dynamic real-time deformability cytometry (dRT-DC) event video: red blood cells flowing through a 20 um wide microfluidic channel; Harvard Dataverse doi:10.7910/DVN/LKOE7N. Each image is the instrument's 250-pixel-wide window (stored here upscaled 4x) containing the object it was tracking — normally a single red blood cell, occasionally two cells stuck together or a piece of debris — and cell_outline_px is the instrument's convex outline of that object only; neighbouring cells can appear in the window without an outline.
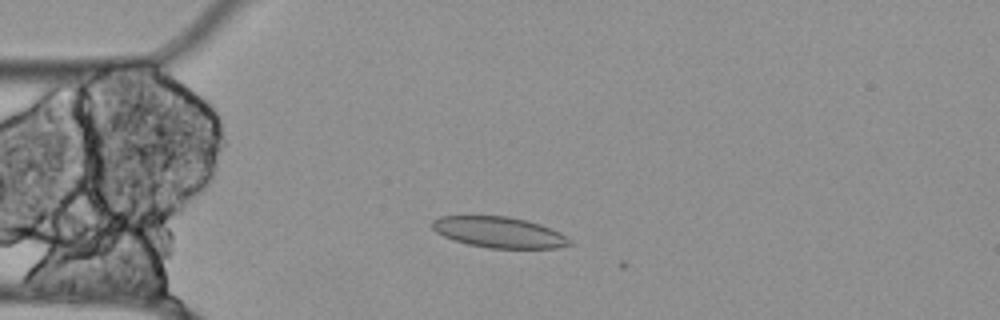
{"species": "Egyptian fruit bat (a non-hibernating species)", "species_latin": "Rousettus aegyptiacus", "temperature_condition": "cold", "stored_images_in_passage": 16, "camera_frame_rate_fps": 3000, "um_per_image_px": 0.085, "animal": {"sex": "female"}, "frame": {"image": 1, "passage_image": 13, "time_ms": 4.0, "image_size_px": [1000, 320], "cell_outline_px": [[572, 244], [556, 248], [488, 248], [468, 244], [444, 236], [436, 232], [432, 228], [432, 220], [440, 216], [508, 216], [540, 224], [560, 232], [572, 240]], "centroid_in_image_um": [42.43, 19.74], "position_along_channel_um": 42.6, "area_um2": 24.62}}